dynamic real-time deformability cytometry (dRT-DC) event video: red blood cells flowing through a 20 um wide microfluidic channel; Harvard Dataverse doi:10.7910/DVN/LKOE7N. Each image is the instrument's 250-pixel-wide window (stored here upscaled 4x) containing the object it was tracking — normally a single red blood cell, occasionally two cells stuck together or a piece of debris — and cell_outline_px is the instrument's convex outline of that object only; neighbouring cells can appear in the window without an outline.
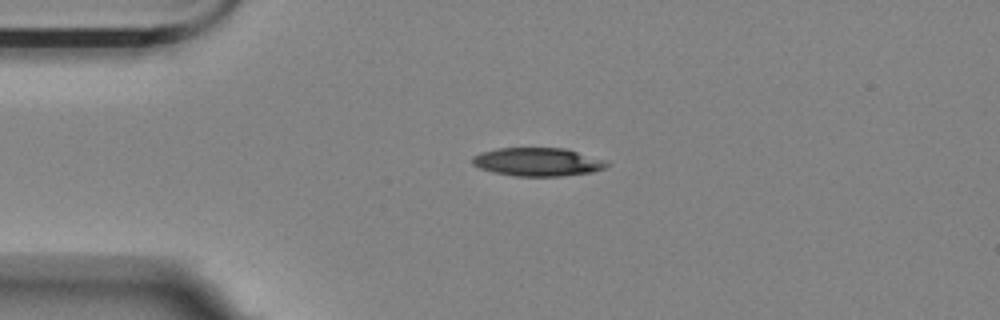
{"species": "Egyptian fruit bat (a non-hibernating species)", "species_latin": "Rousettus aegyptiacus", "temperature_condition": "room temperature", "stored_images_in_passage": 37, "camera_frame_rate_fps": 3000, "um_per_image_px": 0.085, "animal": {"sex": "female"}, "frame": {"image": 1, "passage_image": 1, "time_ms": 0.0, "image_size_px": [1000, 320], "cell_outline_px": [[612, 164], [604, 168], [592, 172], [560, 176], [512, 176], [480, 168], [472, 164], [472, 156], [480, 152], [496, 148], [564, 148], [604, 160]], "centroid_in_image_um": [45.68, 13.76], "position_along_channel_um": 39.3, "area_um2": 22.14}}
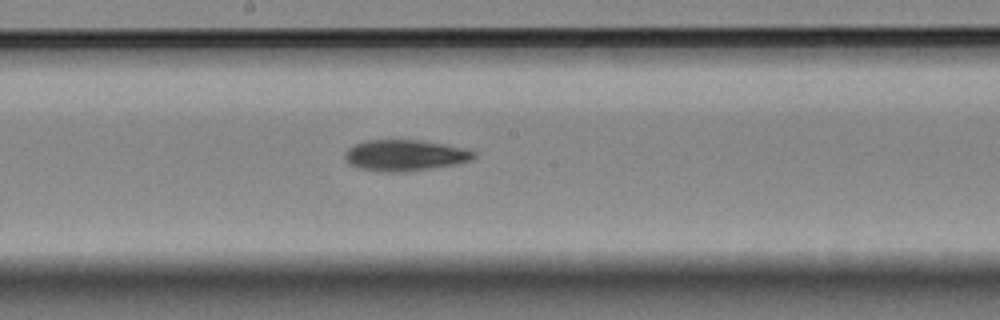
{"frame": {"image": 2, "passage_image": 18, "time_ms": 5.667, "image_size_px": [1000, 320], "cell_outline_px": [[476, 156], [472, 160], [460, 164], [404, 172], [380, 172], [360, 168], [348, 164], [344, 156], [344, 152], [348, 148], [364, 140], [420, 140], [444, 144], [476, 152]], "centroid_in_image_um": [34.41, 13.21], "position_along_channel_um": 213.8, "area_um2": 23.52}}
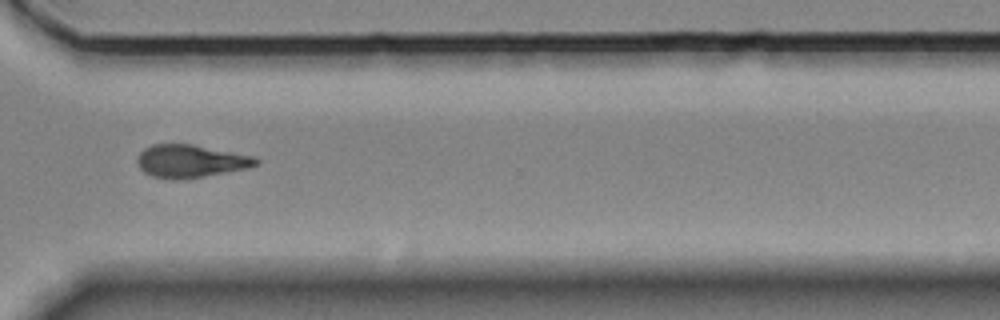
{"frame": {"image": 3, "passage_image": 30, "time_ms": 9.667, "image_size_px": [1000, 320], "cell_outline_px": [[260, 160], [256, 164], [248, 168], [188, 180], [172, 180], [152, 176], [144, 172], [140, 168], [136, 160], [140, 152], [144, 148], [152, 144], [192, 144], [256, 156]], "centroid_in_image_um": [16.21, 13.71], "position_along_channel_um": 354.4, "area_um2": 23.12}}